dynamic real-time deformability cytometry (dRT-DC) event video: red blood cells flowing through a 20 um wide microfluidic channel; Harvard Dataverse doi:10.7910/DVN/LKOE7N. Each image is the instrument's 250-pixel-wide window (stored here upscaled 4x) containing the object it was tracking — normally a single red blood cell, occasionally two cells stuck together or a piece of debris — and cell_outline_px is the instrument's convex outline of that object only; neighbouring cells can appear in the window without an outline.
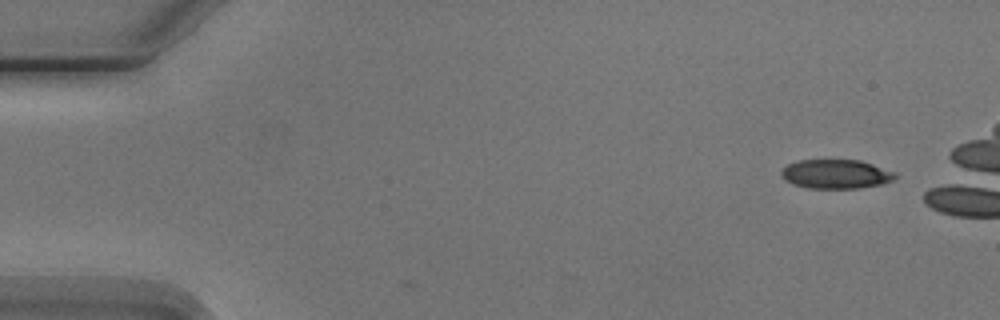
{"species": "Egyptian fruit bat (a non-hibernating species)", "species_latin": "Rousettus aegyptiacus", "temperature_condition": "cold", "stored_images_in_passage": 2, "camera_frame_rate_fps": 3000, "um_per_image_px": 0.085, "animal": {"sex": "male"}, "frame": {"image": 1, "passage_image": 2, "time_ms": 1.333, "image_size_px": [1000, 320], "cell_outline_px": [[896, 176], [892, 180], [880, 184], [860, 188], [808, 188], [792, 184], [784, 180], [780, 172], [788, 164], [800, 160], [860, 160], [896, 172]], "centroid_in_image_um": [71.04, 14.79], "position_along_channel_um": 14.0, "area_um2": 19.25}}